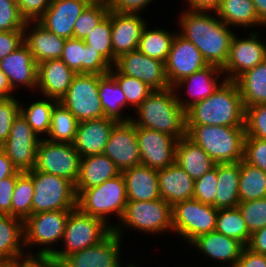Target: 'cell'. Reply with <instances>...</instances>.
<instances>
[{
  "label": "cell",
  "mask_w": 266,
  "mask_h": 267,
  "mask_svg": "<svg viewBox=\"0 0 266 267\" xmlns=\"http://www.w3.org/2000/svg\"><path fill=\"white\" fill-rule=\"evenodd\" d=\"M121 174L115 163L104 153L81 158L75 190H85L101 185Z\"/></svg>",
  "instance_id": "31"
},
{
  "label": "cell",
  "mask_w": 266,
  "mask_h": 267,
  "mask_svg": "<svg viewBox=\"0 0 266 267\" xmlns=\"http://www.w3.org/2000/svg\"><path fill=\"white\" fill-rule=\"evenodd\" d=\"M77 208L84 214L99 218L108 224L112 229L115 225L107 222V216L112 213L119 217L124 213L127 196L125 180L122 174L106 180L85 190H76Z\"/></svg>",
  "instance_id": "5"
},
{
  "label": "cell",
  "mask_w": 266,
  "mask_h": 267,
  "mask_svg": "<svg viewBox=\"0 0 266 267\" xmlns=\"http://www.w3.org/2000/svg\"><path fill=\"white\" fill-rule=\"evenodd\" d=\"M222 80L212 95L186 110V125L244 126L245 109L238 85Z\"/></svg>",
  "instance_id": "2"
},
{
  "label": "cell",
  "mask_w": 266,
  "mask_h": 267,
  "mask_svg": "<svg viewBox=\"0 0 266 267\" xmlns=\"http://www.w3.org/2000/svg\"><path fill=\"white\" fill-rule=\"evenodd\" d=\"M243 160L266 172V140L245 136Z\"/></svg>",
  "instance_id": "51"
},
{
  "label": "cell",
  "mask_w": 266,
  "mask_h": 267,
  "mask_svg": "<svg viewBox=\"0 0 266 267\" xmlns=\"http://www.w3.org/2000/svg\"><path fill=\"white\" fill-rule=\"evenodd\" d=\"M13 92L6 74L0 69V99L14 97Z\"/></svg>",
  "instance_id": "62"
},
{
  "label": "cell",
  "mask_w": 266,
  "mask_h": 267,
  "mask_svg": "<svg viewBox=\"0 0 266 267\" xmlns=\"http://www.w3.org/2000/svg\"><path fill=\"white\" fill-rule=\"evenodd\" d=\"M25 23L16 0H0V31L24 30Z\"/></svg>",
  "instance_id": "50"
},
{
  "label": "cell",
  "mask_w": 266,
  "mask_h": 267,
  "mask_svg": "<svg viewBox=\"0 0 266 267\" xmlns=\"http://www.w3.org/2000/svg\"><path fill=\"white\" fill-rule=\"evenodd\" d=\"M160 196L169 205L193 198L194 180L176 162L158 170Z\"/></svg>",
  "instance_id": "29"
},
{
  "label": "cell",
  "mask_w": 266,
  "mask_h": 267,
  "mask_svg": "<svg viewBox=\"0 0 266 267\" xmlns=\"http://www.w3.org/2000/svg\"><path fill=\"white\" fill-rule=\"evenodd\" d=\"M217 215V208L194 198L178 202L172 206L173 232L190 244L195 238L215 231Z\"/></svg>",
  "instance_id": "9"
},
{
  "label": "cell",
  "mask_w": 266,
  "mask_h": 267,
  "mask_svg": "<svg viewBox=\"0 0 266 267\" xmlns=\"http://www.w3.org/2000/svg\"><path fill=\"white\" fill-rule=\"evenodd\" d=\"M246 247L253 252L266 254V226L251 234Z\"/></svg>",
  "instance_id": "59"
},
{
  "label": "cell",
  "mask_w": 266,
  "mask_h": 267,
  "mask_svg": "<svg viewBox=\"0 0 266 267\" xmlns=\"http://www.w3.org/2000/svg\"><path fill=\"white\" fill-rule=\"evenodd\" d=\"M187 136L198 144L216 164L243 159L245 127L186 125Z\"/></svg>",
  "instance_id": "4"
},
{
  "label": "cell",
  "mask_w": 266,
  "mask_h": 267,
  "mask_svg": "<svg viewBox=\"0 0 266 267\" xmlns=\"http://www.w3.org/2000/svg\"><path fill=\"white\" fill-rule=\"evenodd\" d=\"M234 267H266V257L245 246Z\"/></svg>",
  "instance_id": "58"
},
{
  "label": "cell",
  "mask_w": 266,
  "mask_h": 267,
  "mask_svg": "<svg viewBox=\"0 0 266 267\" xmlns=\"http://www.w3.org/2000/svg\"><path fill=\"white\" fill-rule=\"evenodd\" d=\"M26 173L33 179L34 185L32 214L77 207L75 185L71 181L35 169Z\"/></svg>",
  "instance_id": "7"
},
{
  "label": "cell",
  "mask_w": 266,
  "mask_h": 267,
  "mask_svg": "<svg viewBox=\"0 0 266 267\" xmlns=\"http://www.w3.org/2000/svg\"><path fill=\"white\" fill-rule=\"evenodd\" d=\"M34 195L33 179L22 172L17 177V183L12 195L11 216L25 221L32 215V200Z\"/></svg>",
  "instance_id": "43"
},
{
  "label": "cell",
  "mask_w": 266,
  "mask_h": 267,
  "mask_svg": "<svg viewBox=\"0 0 266 267\" xmlns=\"http://www.w3.org/2000/svg\"><path fill=\"white\" fill-rule=\"evenodd\" d=\"M183 11L178 20L179 34L192 42L202 53L208 65L223 68L235 33L230 30L216 13Z\"/></svg>",
  "instance_id": "1"
},
{
  "label": "cell",
  "mask_w": 266,
  "mask_h": 267,
  "mask_svg": "<svg viewBox=\"0 0 266 267\" xmlns=\"http://www.w3.org/2000/svg\"><path fill=\"white\" fill-rule=\"evenodd\" d=\"M258 19L265 24L266 27V0H252Z\"/></svg>",
  "instance_id": "63"
},
{
  "label": "cell",
  "mask_w": 266,
  "mask_h": 267,
  "mask_svg": "<svg viewBox=\"0 0 266 267\" xmlns=\"http://www.w3.org/2000/svg\"><path fill=\"white\" fill-rule=\"evenodd\" d=\"M98 92L104 117L117 122L131 121L132 116H124L121 112L127 107V100L119 83L110 74L103 75L99 79Z\"/></svg>",
  "instance_id": "36"
},
{
  "label": "cell",
  "mask_w": 266,
  "mask_h": 267,
  "mask_svg": "<svg viewBox=\"0 0 266 267\" xmlns=\"http://www.w3.org/2000/svg\"><path fill=\"white\" fill-rule=\"evenodd\" d=\"M112 231L103 220L84 214L76 207L65 224L64 247L61 250L56 248L52 257L60 263L66 256L98 244Z\"/></svg>",
  "instance_id": "6"
},
{
  "label": "cell",
  "mask_w": 266,
  "mask_h": 267,
  "mask_svg": "<svg viewBox=\"0 0 266 267\" xmlns=\"http://www.w3.org/2000/svg\"><path fill=\"white\" fill-rule=\"evenodd\" d=\"M112 68L109 74L119 83L127 100V108L131 105L136 109L150 95L153 89L139 79L124 75L114 67Z\"/></svg>",
  "instance_id": "45"
},
{
  "label": "cell",
  "mask_w": 266,
  "mask_h": 267,
  "mask_svg": "<svg viewBox=\"0 0 266 267\" xmlns=\"http://www.w3.org/2000/svg\"><path fill=\"white\" fill-rule=\"evenodd\" d=\"M154 0H117L110 10L120 14H139Z\"/></svg>",
  "instance_id": "57"
},
{
  "label": "cell",
  "mask_w": 266,
  "mask_h": 267,
  "mask_svg": "<svg viewBox=\"0 0 266 267\" xmlns=\"http://www.w3.org/2000/svg\"><path fill=\"white\" fill-rule=\"evenodd\" d=\"M11 267H60L52 255H34L29 253L11 262Z\"/></svg>",
  "instance_id": "56"
},
{
  "label": "cell",
  "mask_w": 266,
  "mask_h": 267,
  "mask_svg": "<svg viewBox=\"0 0 266 267\" xmlns=\"http://www.w3.org/2000/svg\"><path fill=\"white\" fill-rule=\"evenodd\" d=\"M40 140L41 138L19 113L13 121L9 137L1 148L18 171L29 172L36 165L37 148Z\"/></svg>",
  "instance_id": "13"
},
{
  "label": "cell",
  "mask_w": 266,
  "mask_h": 267,
  "mask_svg": "<svg viewBox=\"0 0 266 267\" xmlns=\"http://www.w3.org/2000/svg\"><path fill=\"white\" fill-rule=\"evenodd\" d=\"M16 3L26 21H37L49 8L51 0H16Z\"/></svg>",
  "instance_id": "53"
},
{
  "label": "cell",
  "mask_w": 266,
  "mask_h": 267,
  "mask_svg": "<svg viewBox=\"0 0 266 267\" xmlns=\"http://www.w3.org/2000/svg\"><path fill=\"white\" fill-rule=\"evenodd\" d=\"M135 111L138 120L131 118L135 126L163 132L177 140L187 135L186 111L180 106L173 87L153 90Z\"/></svg>",
  "instance_id": "3"
},
{
  "label": "cell",
  "mask_w": 266,
  "mask_h": 267,
  "mask_svg": "<svg viewBox=\"0 0 266 267\" xmlns=\"http://www.w3.org/2000/svg\"><path fill=\"white\" fill-rule=\"evenodd\" d=\"M71 211H46L29 216L24 221V246L30 248L31 244L45 245L39 248L35 255H53L55 249L52 247L59 240L62 242L65 224Z\"/></svg>",
  "instance_id": "11"
},
{
  "label": "cell",
  "mask_w": 266,
  "mask_h": 267,
  "mask_svg": "<svg viewBox=\"0 0 266 267\" xmlns=\"http://www.w3.org/2000/svg\"><path fill=\"white\" fill-rule=\"evenodd\" d=\"M206 66L208 63L197 47L176 33L165 62V73L170 87Z\"/></svg>",
  "instance_id": "16"
},
{
  "label": "cell",
  "mask_w": 266,
  "mask_h": 267,
  "mask_svg": "<svg viewBox=\"0 0 266 267\" xmlns=\"http://www.w3.org/2000/svg\"><path fill=\"white\" fill-rule=\"evenodd\" d=\"M17 172L18 170L14 167L7 154L0 147V181L15 175Z\"/></svg>",
  "instance_id": "61"
},
{
  "label": "cell",
  "mask_w": 266,
  "mask_h": 267,
  "mask_svg": "<svg viewBox=\"0 0 266 267\" xmlns=\"http://www.w3.org/2000/svg\"><path fill=\"white\" fill-rule=\"evenodd\" d=\"M60 59L76 74H109L112 65L97 50L85 44L84 40H66Z\"/></svg>",
  "instance_id": "21"
},
{
  "label": "cell",
  "mask_w": 266,
  "mask_h": 267,
  "mask_svg": "<svg viewBox=\"0 0 266 267\" xmlns=\"http://www.w3.org/2000/svg\"><path fill=\"white\" fill-rule=\"evenodd\" d=\"M84 42L97 50L113 66L111 10L84 39Z\"/></svg>",
  "instance_id": "44"
},
{
  "label": "cell",
  "mask_w": 266,
  "mask_h": 267,
  "mask_svg": "<svg viewBox=\"0 0 266 267\" xmlns=\"http://www.w3.org/2000/svg\"><path fill=\"white\" fill-rule=\"evenodd\" d=\"M215 231L247 246L251 234L238 207L218 209Z\"/></svg>",
  "instance_id": "41"
},
{
  "label": "cell",
  "mask_w": 266,
  "mask_h": 267,
  "mask_svg": "<svg viewBox=\"0 0 266 267\" xmlns=\"http://www.w3.org/2000/svg\"><path fill=\"white\" fill-rule=\"evenodd\" d=\"M78 120L58 101L51 113V125L48 132L49 141L73 144L76 137Z\"/></svg>",
  "instance_id": "38"
},
{
  "label": "cell",
  "mask_w": 266,
  "mask_h": 267,
  "mask_svg": "<svg viewBox=\"0 0 266 267\" xmlns=\"http://www.w3.org/2000/svg\"><path fill=\"white\" fill-rule=\"evenodd\" d=\"M104 154L121 172L141 164L136 126L132 121L116 123L111 130Z\"/></svg>",
  "instance_id": "18"
},
{
  "label": "cell",
  "mask_w": 266,
  "mask_h": 267,
  "mask_svg": "<svg viewBox=\"0 0 266 267\" xmlns=\"http://www.w3.org/2000/svg\"><path fill=\"white\" fill-rule=\"evenodd\" d=\"M93 0H51L49 8L37 20L48 31L63 39L73 38L77 18Z\"/></svg>",
  "instance_id": "20"
},
{
  "label": "cell",
  "mask_w": 266,
  "mask_h": 267,
  "mask_svg": "<svg viewBox=\"0 0 266 267\" xmlns=\"http://www.w3.org/2000/svg\"><path fill=\"white\" fill-rule=\"evenodd\" d=\"M240 161L217 164L215 208H235L239 199Z\"/></svg>",
  "instance_id": "33"
},
{
  "label": "cell",
  "mask_w": 266,
  "mask_h": 267,
  "mask_svg": "<svg viewBox=\"0 0 266 267\" xmlns=\"http://www.w3.org/2000/svg\"><path fill=\"white\" fill-rule=\"evenodd\" d=\"M122 238L112 231L96 245L66 256L60 267H123L120 263ZM132 264L126 265L130 267Z\"/></svg>",
  "instance_id": "19"
},
{
  "label": "cell",
  "mask_w": 266,
  "mask_h": 267,
  "mask_svg": "<svg viewBox=\"0 0 266 267\" xmlns=\"http://www.w3.org/2000/svg\"><path fill=\"white\" fill-rule=\"evenodd\" d=\"M217 186V164L205 173L202 177L194 181L193 198L203 204L215 207V192Z\"/></svg>",
  "instance_id": "49"
},
{
  "label": "cell",
  "mask_w": 266,
  "mask_h": 267,
  "mask_svg": "<svg viewBox=\"0 0 266 267\" xmlns=\"http://www.w3.org/2000/svg\"><path fill=\"white\" fill-rule=\"evenodd\" d=\"M15 98L0 99V147L9 137L13 121L20 113V102Z\"/></svg>",
  "instance_id": "52"
},
{
  "label": "cell",
  "mask_w": 266,
  "mask_h": 267,
  "mask_svg": "<svg viewBox=\"0 0 266 267\" xmlns=\"http://www.w3.org/2000/svg\"><path fill=\"white\" fill-rule=\"evenodd\" d=\"M244 109L257 104H266V59L236 80Z\"/></svg>",
  "instance_id": "35"
},
{
  "label": "cell",
  "mask_w": 266,
  "mask_h": 267,
  "mask_svg": "<svg viewBox=\"0 0 266 267\" xmlns=\"http://www.w3.org/2000/svg\"><path fill=\"white\" fill-rule=\"evenodd\" d=\"M227 26H239L250 29L264 24L258 19L252 0H221L215 12Z\"/></svg>",
  "instance_id": "37"
},
{
  "label": "cell",
  "mask_w": 266,
  "mask_h": 267,
  "mask_svg": "<svg viewBox=\"0 0 266 267\" xmlns=\"http://www.w3.org/2000/svg\"><path fill=\"white\" fill-rule=\"evenodd\" d=\"M24 43V30L0 31V60Z\"/></svg>",
  "instance_id": "54"
},
{
  "label": "cell",
  "mask_w": 266,
  "mask_h": 267,
  "mask_svg": "<svg viewBox=\"0 0 266 267\" xmlns=\"http://www.w3.org/2000/svg\"><path fill=\"white\" fill-rule=\"evenodd\" d=\"M99 74H76L66 94L59 100L78 120L88 121L104 117L98 87Z\"/></svg>",
  "instance_id": "10"
},
{
  "label": "cell",
  "mask_w": 266,
  "mask_h": 267,
  "mask_svg": "<svg viewBox=\"0 0 266 267\" xmlns=\"http://www.w3.org/2000/svg\"><path fill=\"white\" fill-rule=\"evenodd\" d=\"M125 180L127 201H151L161 198L158 170L145 165L121 172Z\"/></svg>",
  "instance_id": "28"
},
{
  "label": "cell",
  "mask_w": 266,
  "mask_h": 267,
  "mask_svg": "<svg viewBox=\"0 0 266 267\" xmlns=\"http://www.w3.org/2000/svg\"><path fill=\"white\" fill-rule=\"evenodd\" d=\"M24 221L0 214V261L13 262L27 255L24 249ZM25 254V255H24Z\"/></svg>",
  "instance_id": "34"
},
{
  "label": "cell",
  "mask_w": 266,
  "mask_h": 267,
  "mask_svg": "<svg viewBox=\"0 0 266 267\" xmlns=\"http://www.w3.org/2000/svg\"><path fill=\"white\" fill-rule=\"evenodd\" d=\"M146 25L141 33L138 50L145 56L166 62L174 36L169 30H150ZM173 33V34H172Z\"/></svg>",
  "instance_id": "40"
},
{
  "label": "cell",
  "mask_w": 266,
  "mask_h": 267,
  "mask_svg": "<svg viewBox=\"0 0 266 267\" xmlns=\"http://www.w3.org/2000/svg\"><path fill=\"white\" fill-rule=\"evenodd\" d=\"M81 158L73 144L41 138L34 169L65 178L76 185Z\"/></svg>",
  "instance_id": "12"
},
{
  "label": "cell",
  "mask_w": 266,
  "mask_h": 267,
  "mask_svg": "<svg viewBox=\"0 0 266 267\" xmlns=\"http://www.w3.org/2000/svg\"><path fill=\"white\" fill-rule=\"evenodd\" d=\"M22 172L18 171L15 175L0 181V214L11 215L12 195L17 183V177Z\"/></svg>",
  "instance_id": "55"
},
{
  "label": "cell",
  "mask_w": 266,
  "mask_h": 267,
  "mask_svg": "<svg viewBox=\"0 0 266 267\" xmlns=\"http://www.w3.org/2000/svg\"><path fill=\"white\" fill-rule=\"evenodd\" d=\"M237 207L246 222L250 234L266 226V197L240 202Z\"/></svg>",
  "instance_id": "47"
},
{
  "label": "cell",
  "mask_w": 266,
  "mask_h": 267,
  "mask_svg": "<svg viewBox=\"0 0 266 267\" xmlns=\"http://www.w3.org/2000/svg\"><path fill=\"white\" fill-rule=\"evenodd\" d=\"M0 69L6 74L13 90L22 85L33 90L37 88L38 64L25 43L0 60Z\"/></svg>",
  "instance_id": "23"
},
{
  "label": "cell",
  "mask_w": 266,
  "mask_h": 267,
  "mask_svg": "<svg viewBox=\"0 0 266 267\" xmlns=\"http://www.w3.org/2000/svg\"><path fill=\"white\" fill-rule=\"evenodd\" d=\"M76 73L61 59L38 64L37 88L41 95L59 101L68 91Z\"/></svg>",
  "instance_id": "25"
},
{
  "label": "cell",
  "mask_w": 266,
  "mask_h": 267,
  "mask_svg": "<svg viewBox=\"0 0 266 267\" xmlns=\"http://www.w3.org/2000/svg\"><path fill=\"white\" fill-rule=\"evenodd\" d=\"M189 11L194 12H216L221 0H187Z\"/></svg>",
  "instance_id": "60"
},
{
  "label": "cell",
  "mask_w": 266,
  "mask_h": 267,
  "mask_svg": "<svg viewBox=\"0 0 266 267\" xmlns=\"http://www.w3.org/2000/svg\"><path fill=\"white\" fill-rule=\"evenodd\" d=\"M139 15L111 11L113 65L122 54L138 50L142 30L147 25Z\"/></svg>",
  "instance_id": "22"
},
{
  "label": "cell",
  "mask_w": 266,
  "mask_h": 267,
  "mask_svg": "<svg viewBox=\"0 0 266 267\" xmlns=\"http://www.w3.org/2000/svg\"><path fill=\"white\" fill-rule=\"evenodd\" d=\"M249 37L234 35L227 61L222 68L224 79L235 81L244 72L253 69L266 59V45L260 41L258 32L249 31ZM263 42V43H262Z\"/></svg>",
  "instance_id": "14"
},
{
  "label": "cell",
  "mask_w": 266,
  "mask_h": 267,
  "mask_svg": "<svg viewBox=\"0 0 266 267\" xmlns=\"http://www.w3.org/2000/svg\"><path fill=\"white\" fill-rule=\"evenodd\" d=\"M93 1L111 7L117 0H93Z\"/></svg>",
  "instance_id": "64"
},
{
  "label": "cell",
  "mask_w": 266,
  "mask_h": 267,
  "mask_svg": "<svg viewBox=\"0 0 266 267\" xmlns=\"http://www.w3.org/2000/svg\"><path fill=\"white\" fill-rule=\"evenodd\" d=\"M58 101L47 97L44 100L32 102L29 107L20 104V113L26 119L32 130L37 134H41L42 138L44 133L49 132L51 125V113L54 105ZM43 133V134H42Z\"/></svg>",
  "instance_id": "42"
},
{
  "label": "cell",
  "mask_w": 266,
  "mask_h": 267,
  "mask_svg": "<svg viewBox=\"0 0 266 267\" xmlns=\"http://www.w3.org/2000/svg\"><path fill=\"white\" fill-rule=\"evenodd\" d=\"M112 67L124 75L139 79L153 90L170 88L165 73V63L145 56L139 50L122 54Z\"/></svg>",
  "instance_id": "15"
},
{
  "label": "cell",
  "mask_w": 266,
  "mask_h": 267,
  "mask_svg": "<svg viewBox=\"0 0 266 267\" xmlns=\"http://www.w3.org/2000/svg\"><path fill=\"white\" fill-rule=\"evenodd\" d=\"M221 74H223L221 68L215 65H208L205 68L196 71L192 75L187 76L176 83L173 86L176 91L186 84L188 87V94L192 97V99L185 100L187 101L185 102L184 98L182 100L179 98L180 96L177 95V100L180 106L186 111L193 104L202 101L212 95L221 84H218V82H220L219 76H221Z\"/></svg>",
  "instance_id": "30"
},
{
  "label": "cell",
  "mask_w": 266,
  "mask_h": 267,
  "mask_svg": "<svg viewBox=\"0 0 266 267\" xmlns=\"http://www.w3.org/2000/svg\"><path fill=\"white\" fill-rule=\"evenodd\" d=\"M113 231L122 238L124 228H134V230L145 233L162 234L172 227V206L165 200L159 198L151 201H127L124 213ZM119 226V227H118Z\"/></svg>",
  "instance_id": "8"
},
{
  "label": "cell",
  "mask_w": 266,
  "mask_h": 267,
  "mask_svg": "<svg viewBox=\"0 0 266 267\" xmlns=\"http://www.w3.org/2000/svg\"><path fill=\"white\" fill-rule=\"evenodd\" d=\"M141 164L159 170L175 162L177 139L169 134L136 126Z\"/></svg>",
  "instance_id": "17"
},
{
  "label": "cell",
  "mask_w": 266,
  "mask_h": 267,
  "mask_svg": "<svg viewBox=\"0 0 266 267\" xmlns=\"http://www.w3.org/2000/svg\"><path fill=\"white\" fill-rule=\"evenodd\" d=\"M0 267H11V262H9V261H0Z\"/></svg>",
  "instance_id": "65"
},
{
  "label": "cell",
  "mask_w": 266,
  "mask_h": 267,
  "mask_svg": "<svg viewBox=\"0 0 266 267\" xmlns=\"http://www.w3.org/2000/svg\"><path fill=\"white\" fill-rule=\"evenodd\" d=\"M32 25L34 23V26ZM31 25V27H30ZM31 29L30 31L28 29ZM29 31V33L27 32ZM66 39L48 31L38 21H26L24 43L29 47L37 64L53 59H60Z\"/></svg>",
  "instance_id": "26"
},
{
  "label": "cell",
  "mask_w": 266,
  "mask_h": 267,
  "mask_svg": "<svg viewBox=\"0 0 266 267\" xmlns=\"http://www.w3.org/2000/svg\"><path fill=\"white\" fill-rule=\"evenodd\" d=\"M245 136L266 140V104L245 108Z\"/></svg>",
  "instance_id": "48"
},
{
  "label": "cell",
  "mask_w": 266,
  "mask_h": 267,
  "mask_svg": "<svg viewBox=\"0 0 266 267\" xmlns=\"http://www.w3.org/2000/svg\"><path fill=\"white\" fill-rule=\"evenodd\" d=\"M109 11V6L92 1L77 18L73 29V38L84 40Z\"/></svg>",
  "instance_id": "46"
},
{
  "label": "cell",
  "mask_w": 266,
  "mask_h": 267,
  "mask_svg": "<svg viewBox=\"0 0 266 267\" xmlns=\"http://www.w3.org/2000/svg\"><path fill=\"white\" fill-rule=\"evenodd\" d=\"M238 187L240 202L266 197V172L242 159L240 161V181Z\"/></svg>",
  "instance_id": "39"
},
{
  "label": "cell",
  "mask_w": 266,
  "mask_h": 267,
  "mask_svg": "<svg viewBox=\"0 0 266 267\" xmlns=\"http://www.w3.org/2000/svg\"><path fill=\"white\" fill-rule=\"evenodd\" d=\"M190 245L199 249L206 257L213 259L215 263H227L225 267H234L245 247L236 239L227 237L216 231L209 232L195 238Z\"/></svg>",
  "instance_id": "27"
},
{
  "label": "cell",
  "mask_w": 266,
  "mask_h": 267,
  "mask_svg": "<svg viewBox=\"0 0 266 267\" xmlns=\"http://www.w3.org/2000/svg\"><path fill=\"white\" fill-rule=\"evenodd\" d=\"M175 162L195 181L215 166L212 158L187 135L178 140Z\"/></svg>",
  "instance_id": "32"
},
{
  "label": "cell",
  "mask_w": 266,
  "mask_h": 267,
  "mask_svg": "<svg viewBox=\"0 0 266 267\" xmlns=\"http://www.w3.org/2000/svg\"><path fill=\"white\" fill-rule=\"evenodd\" d=\"M116 123V120L107 117L80 122L73 145L81 157L104 153Z\"/></svg>",
  "instance_id": "24"
}]
</instances>
